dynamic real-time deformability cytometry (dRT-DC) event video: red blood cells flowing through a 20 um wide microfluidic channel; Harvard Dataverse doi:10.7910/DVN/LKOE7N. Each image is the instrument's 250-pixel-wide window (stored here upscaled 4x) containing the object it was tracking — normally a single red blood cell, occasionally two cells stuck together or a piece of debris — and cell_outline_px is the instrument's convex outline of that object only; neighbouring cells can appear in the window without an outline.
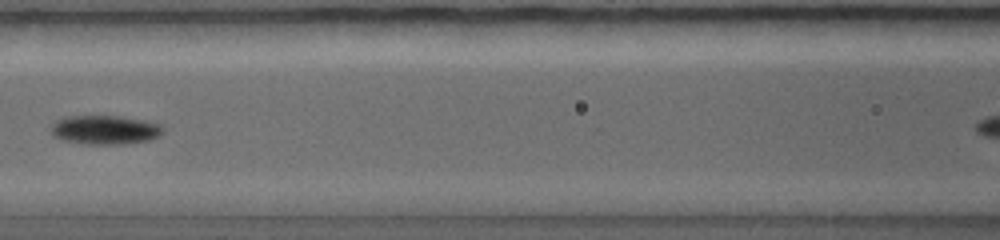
{"species": "common noctule bat (a hibernating species)", "species_latin": "Nyctalus noctula", "temperature_condition": "warm", "stored_images_in_passage": 7, "camera_frame_rate_fps": 5000, "um_per_image_px": 0.085, "animal": {"sex": "female", "body_mass_g": 19.0, "forearm_length_mm": 56.7}, "frame": {"image": 1, "passage_image": 5, "time_ms": 1.8, "image_size_px": [1000, 240], "cell_outline_px": [[164, 132], [160, 136], [148, 140], [124, 144], [80, 144], [60, 140], [48, 128], [56, 120], [64, 116], [120, 116], [144, 120], [160, 124], [164, 128]], "centroid_in_image_um": [8.9, 11.04], "position_along_channel_um": 157.7, "area_um2": 19.25}}